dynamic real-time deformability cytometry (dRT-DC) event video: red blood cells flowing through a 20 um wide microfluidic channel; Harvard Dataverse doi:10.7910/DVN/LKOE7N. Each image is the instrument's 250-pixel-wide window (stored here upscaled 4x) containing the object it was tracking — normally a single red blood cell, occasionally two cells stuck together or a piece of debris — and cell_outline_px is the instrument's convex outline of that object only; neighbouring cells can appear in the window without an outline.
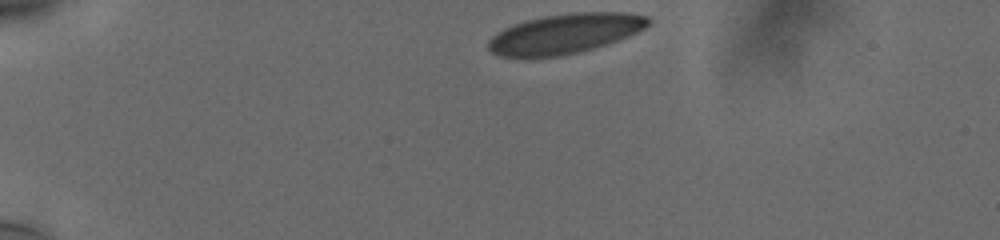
{"species": "human", "species_latin": "Homo sapiens", "temperature_condition": "cold", "stored_images_in_passage": 38, "camera_frame_rate_fps": 3000, "um_per_image_px": 0.085, "donor": {"sex": "male"}, "frame": {"image": 1, "passage_image": 1, "time_ms": 0.0, "image_size_px": [1000, 240], "cell_outline_px": [[652, 24], [628, 36], [592, 48], [560, 56], [500, 56], [492, 52], [488, 48], [488, 40], [496, 32], [512, 24], [524, 20], [544, 16], [572, 12], [628, 12], [648, 16], [652, 20]], "centroid_in_image_um": [48.03, 2.83], "position_along_channel_um": 37.0, "area_um2": 36.93}}
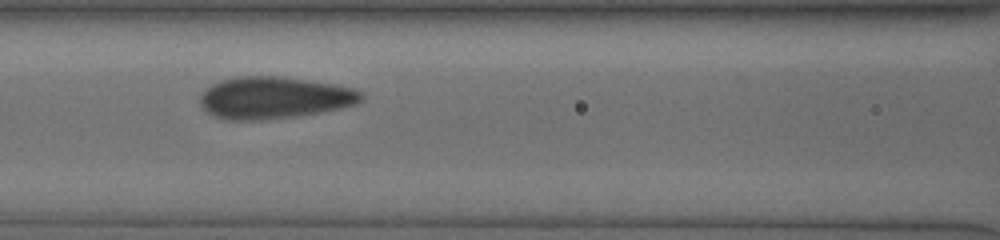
{"frame": {"image": 2, "passage_image": 15, "time_ms": 4.667, "image_size_px": [1000, 240], "cell_outline_px": [[364, 96], [356, 104], [316, 112], [292, 116], [252, 120], [228, 120], [216, 116], [208, 112], [200, 104], [200, 96], [212, 84], [220, 80], [236, 76], [280, 76], [336, 84], [356, 88], [364, 92]], "centroid_in_image_um": [23.31, 8.28], "position_along_channel_um": 143.3, "area_um2": 39.02}}
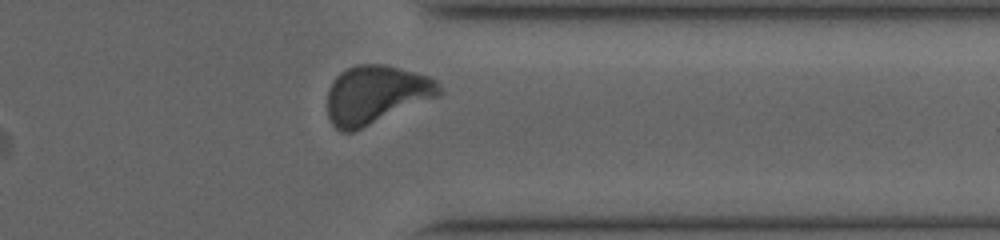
{"frame": {"image": 3, "passage_image": 34, "time_ms": 11.0, "image_size_px": [1000, 240], "cell_outline_px": [[444, 92], [440, 96], [352, 132], [340, 132], [332, 124], [328, 116], [328, 88], [332, 80], [340, 72], [356, 64], [384, 64], [428, 76], [436, 80], [440, 84]], "centroid_in_image_um": [31.96, 8.04], "position_along_channel_um": 379.4, "area_um2": 38.21}, "authors_computed_cell_mechanics": {"area_um2": 37.7145, "velocity_mm_per_s": 3.7424, "shape_relaxation_time_tau1_ms": 7.1946, "shape_relaxation_time_tau2_ms": null, "deformation_change_tau1": 0.1568, "deformation_change_tau2": null}}